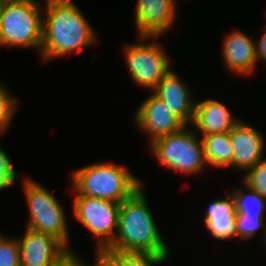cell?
Returning <instances> with one entry per match:
<instances>
[{
    "instance_id": "9a60e30c",
    "label": "cell",
    "mask_w": 266,
    "mask_h": 266,
    "mask_svg": "<svg viewBox=\"0 0 266 266\" xmlns=\"http://www.w3.org/2000/svg\"><path fill=\"white\" fill-rule=\"evenodd\" d=\"M223 59L230 71L242 75L250 74L256 68L255 40L243 32L233 31L223 43Z\"/></svg>"
},
{
    "instance_id": "9c48e42d",
    "label": "cell",
    "mask_w": 266,
    "mask_h": 266,
    "mask_svg": "<svg viewBox=\"0 0 266 266\" xmlns=\"http://www.w3.org/2000/svg\"><path fill=\"white\" fill-rule=\"evenodd\" d=\"M18 244L20 266H58L71 254L55 237L28 227Z\"/></svg>"
},
{
    "instance_id": "7c38bea8",
    "label": "cell",
    "mask_w": 266,
    "mask_h": 266,
    "mask_svg": "<svg viewBox=\"0 0 266 266\" xmlns=\"http://www.w3.org/2000/svg\"><path fill=\"white\" fill-rule=\"evenodd\" d=\"M229 136L233 148L232 168L247 172L263 159L265 140L255 128L239 121Z\"/></svg>"
},
{
    "instance_id": "7402d4cb",
    "label": "cell",
    "mask_w": 266,
    "mask_h": 266,
    "mask_svg": "<svg viewBox=\"0 0 266 266\" xmlns=\"http://www.w3.org/2000/svg\"><path fill=\"white\" fill-rule=\"evenodd\" d=\"M0 266H20L18 239H10L0 233Z\"/></svg>"
},
{
    "instance_id": "ffe728a7",
    "label": "cell",
    "mask_w": 266,
    "mask_h": 266,
    "mask_svg": "<svg viewBox=\"0 0 266 266\" xmlns=\"http://www.w3.org/2000/svg\"><path fill=\"white\" fill-rule=\"evenodd\" d=\"M265 216H252L236 214V237L239 239L248 240L257 233L258 229L263 228L266 240V223ZM265 224V225H264Z\"/></svg>"
},
{
    "instance_id": "484cf974",
    "label": "cell",
    "mask_w": 266,
    "mask_h": 266,
    "mask_svg": "<svg viewBox=\"0 0 266 266\" xmlns=\"http://www.w3.org/2000/svg\"><path fill=\"white\" fill-rule=\"evenodd\" d=\"M266 29V28H265ZM256 62L263 59L266 61V30L259 42H255Z\"/></svg>"
},
{
    "instance_id": "ba28073f",
    "label": "cell",
    "mask_w": 266,
    "mask_h": 266,
    "mask_svg": "<svg viewBox=\"0 0 266 266\" xmlns=\"http://www.w3.org/2000/svg\"><path fill=\"white\" fill-rule=\"evenodd\" d=\"M140 39H152L153 42L145 44L141 41L139 44L126 45L124 52L128 70L137 85L153 90L171 70L170 58L153 37Z\"/></svg>"
},
{
    "instance_id": "4316f807",
    "label": "cell",
    "mask_w": 266,
    "mask_h": 266,
    "mask_svg": "<svg viewBox=\"0 0 266 266\" xmlns=\"http://www.w3.org/2000/svg\"><path fill=\"white\" fill-rule=\"evenodd\" d=\"M58 266H86V263L83 262L77 255L71 253L65 260H63Z\"/></svg>"
},
{
    "instance_id": "e0dca14e",
    "label": "cell",
    "mask_w": 266,
    "mask_h": 266,
    "mask_svg": "<svg viewBox=\"0 0 266 266\" xmlns=\"http://www.w3.org/2000/svg\"><path fill=\"white\" fill-rule=\"evenodd\" d=\"M202 142L207 165L223 169L232 166L233 148L229 132L205 135Z\"/></svg>"
},
{
    "instance_id": "ac0fdd59",
    "label": "cell",
    "mask_w": 266,
    "mask_h": 266,
    "mask_svg": "<svg viewBox=\"0 0 266 266\" xmlns=\"http://www.w3.org/2000/svg\"><path fill=\"white\" fill-rule=\"evenodd\" d=\"M247 192L242 189L233 191L236 214L264 216L266 212V197L253 190L243 182Z\"/></svg>"
},
{
    "instance_id": "6da1fadb",
    "label": "cell",
    "mask_w": 266,
    "mask_h": 266,
    "mask_svg": "<svg viewBox=\"0 0 266 266\" xmlns=\"http://www.w3.org/2000/svg\"><path fill=\"white\" fill-rule=\"evenodd\" d=\"M41 57L45 61L69 55L97 42L96 31L71 0H45Z\"/></svg>"
},
{
    "instance_id": "8fae6325",
    "label": "cell",
    "mask_w": 266,
    "mask_h": 266,
    "mask_svg": "<svg viewBox=\"0 0 266 266\" xmlns=\"http://www.w3.org/2000/svg\"><path fill=\"white\" fill-rule=\"evenodd\" d=\"M176 0H137L135 26L140 37L156 38L166 32L176 17Z\"/></svg>"
},
{
    "instance_id": "d6986e66",
    "label": "cell",
    "mask_w": 266,
    "mask_h": 266,
    "mask_svg": "<svg viewBox=\"0 0 266 266\" xmlns=\"http://www.w3.org/2000/svg\"><path fill=\"white\" fill-rule=\"evenodd\" d=\"M106 251L120 266H154L168 259V256H157L146 252Z\"/></svg>"
},
{
    "instance_id": "5b68a950",
    "label": "cell",
    "mask_w": 266,
    "mask_h": 266,
    "mask_svg": "<svg viewBox=\"0 0 266 266\" xmlns=\"http://www.w3.org/2000/svg\"><path fill=\"white\" fill-rule=\"evenodd\" d=\"M187 125L180 131L158 138L151 150L159 163L177 172L194 174L207 165L202 139L198 140Z\"/></svg>"
},
{
    "instance_id": "603a6c76",
    "label": "cell",
    "mask_w": 266,
    "mask_h": 266,
    "mask_svg": "<svg viewBox=\"0 0 266 266\" xmlns=\"http://www.w3.org/2000/svg\"><path fill=\"white\" fill-rule=\"evenodd\" d=\"M243 179L247 186L266 197V159L260 160L248 170Z\"/></svg>"
},
{
    "instance_id": "2e32d148",
    "label": "cell",
    "mask_w": 266,
    "mask_h": 266,
    "mask_svg": "<svg viewBox=\"0 0 266 266\" xmlns=\"http://www.w3.org/2000/svg\"><path fill=\"white\" fill-rule=\"evenodd\" d=\"M206 230L214 239L230 240L236 237L235 200L231 194L226 199L209 204L204 217Z\"/></svg>"
},
{
    "instance_id": "44dd1931",
    "label": "cell",
    "mask_w": 266,
    "mask_h": 266,
    "mask_svg": "<svg viewBox=\"0 0 266 266\" xmlns=\"http://www.w3.org/2000/svg\"><path fill=\"white\" fill-rule=\"evenodd\" d=\"M17 107V100L9 94L5 85H0V136L8 129Z\"/></svg>"
},
{
    "instance_id": "5bb4252c",
    "label": "cell",
    "mask_w": 266,
    "mask_h": 266,
    "mask_svg": "<svg viewBox=\"0 0 266 266\" xmlns=\"http://www.w3.org/2000/svg\"><path fill=\"white\" fill-rule=\"evenodd\" d=\"M239 122L221 102L207 99L195 102L192 124L200 131L201 137L208 134L230 132Z\"/></svg>"
},
{
    "instance_id": "52a82bcc",
    "label": "cell",
    "mask_w": 266,
    "mask_h": 266,
    "mask_svg": "<svg viewBox=\"0 0 266 266\" xmlns=\"http://www.w3.org/2000/svg\"><path fill=\"white\" fill-rule=\"evenodd\" d=\"M120 203L88 196H75L73 215L98 239L97 249L105 250L118 230Z\"/></svg>"
},
{
    "instance_id": "d4e9b609",
    "label": "cell",
    "mask_w": 266,
    "mask_h": 266,
    "mask_svg": "<svg viewBox=\"0 0 266 266\" xmlns=\"http://www.w3.org/2000/svg\"><path fill=\"white\" fill-rule=\"evenodd\" d=\"M96 253L95 266H120V264L106 250L97 249Z\"/></svg>"
},
{
    "instance_id": "30bf717a",
    "label": "cell",
    "mask_w": 266,
    "mask_h": 266,
    "mask_svg": "<svg viewBox=\"0 0 266 266\" xmlns=\"http://www.w3.org/2000/svg\"><path fill=\"white\" fill-rule=\"evenodd\" d=\"M135 123L151 136L150 144L186 126L175 116L171 108L153 93L139 105L135 114Z\"/></svg>"
},
{
    "instance_id": "7a4b0ae2",
    "label": "cell",
    "mask_w": 266,
    "mask_h": 266,
    "mask_svg": "<svg viewBox=\"0 0 266 266\" xmlns=\"http://www.w3.org/2000/svg\"><path fill=\"white\" fill-rule=\"evenodd\" d=\"M105 250L169 255L142 187L120 203L118 230L114 241Z\"/></svg>"
},
{
    "instance_id": "277c9868",
    "label": "cell",
    "mask_w": 266,
    "mask_h": 266,
    "mask_svg": "<svg viewBox=\"0 0 266 266\" xmlns=\"http://www.w3.org/2000/svg\"><path fill=\"white\" fill-rule=\"evenodd\" d=\"M35 0L2 1L0 47H28L41 50L43 16Z\"/></svg>"
},
{
    "instance_id": "4fadbf2b",
    "label": "cell",
    "mask_w": 266,
    "mask_h": 266,
    "mask_svg": "<svg viewBox=\"0 0 266 266\" xmlns=\"http://www.w3.org/2000/svg\"><path fill=\"white\" fill-rule=\"evenodd\" d=\"M153 94L165 102L185 125L192 123L195 102L192 93L183 80L172 69L152 90Z\"/></svg>"
},
{
    "instance_id": "cb8c5ba5",
    "label": "cell",
    "mask_w": 266,
    "mask_h": 266,
    "mask_svg": "<svg viewBox=\"0 0 266 266\" xmlns=\"http://www.w3.org/2000/svg\"><path fill=\"white\" fill-rule=\"evenodd\" d=\"M17 176L9 156L0 147V190L13 186Z\"/></svg>"
},
{
    "instance_id": "8992f818",
    "label": "cell",
    "mask_w": 266,
    "mask_h": 266,
    "mask_svg": "<svg viewBox=\"0 0 266 266\" xmlns=\"http://www.w3.org/2000/svg\"><path fill=\"white\" fill-rule=\"evenodd\" d=\"M23 188L30 212L27 227L55 237L73 253L68 247L69 234L66 214L59 201L48 189L34 180L26 179Z\"/></svg>"
},
{
    "instance_id": "3957f363",
    "label": "cell",
    "mask_w": 266,
    "mask_h": 266,
    "mask_svg": "<svg viewBox=\"0 0 266 266\" xmlns=\"http://www.w3.org/2000/svg\"><path fill=\"white\" fill-rule=\"evenodd\" d=\"M75 196H88L121 203L131 197L141 181L125 168L110 162H98L72 173Z\"/></svg>"
}]
</instances>
